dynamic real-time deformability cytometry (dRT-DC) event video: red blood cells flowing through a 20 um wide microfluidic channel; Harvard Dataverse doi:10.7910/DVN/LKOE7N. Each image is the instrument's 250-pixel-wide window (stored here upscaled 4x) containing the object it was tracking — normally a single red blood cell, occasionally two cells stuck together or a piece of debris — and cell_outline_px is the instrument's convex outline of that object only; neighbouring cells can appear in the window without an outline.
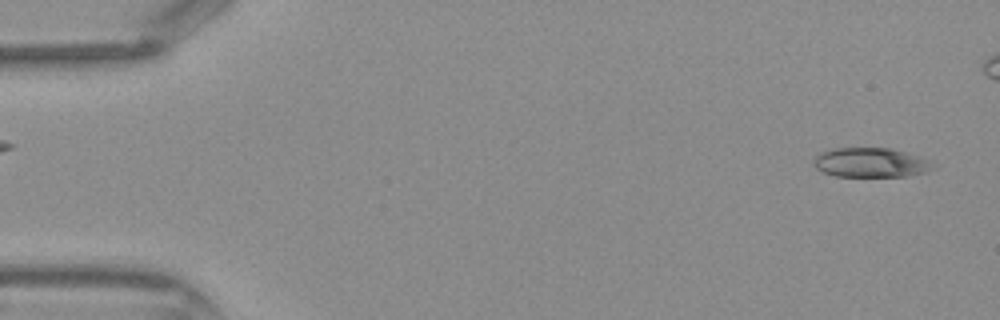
{"species": "Egyptian fruit bat (a non-hibernating species)", "species_latin": "Rousettus aegyptiacus", "temperature_condition": "warm", "stored_images_in_passage": 39, "camera_frame_rate_fps": 3000, "um_per_image_px": 0.085, "frame": {"image": 1, "passage_image": 2, "time_ms": 0.333, "image_size_px": [1000, 320], "cell_outline_px": [[936, 168], [924, 172], [908, 176], [836, 176], [824, 172], [816, 168], [812, 164], [812, 160], [820, 152], [832, 148], [888, 148], [904, 152], [928, 160], [936, 164]], "centroid_in_image_um": [73.98, 13.82], "position_along_channel_um": 11.0, "area_um2": 20.46}}
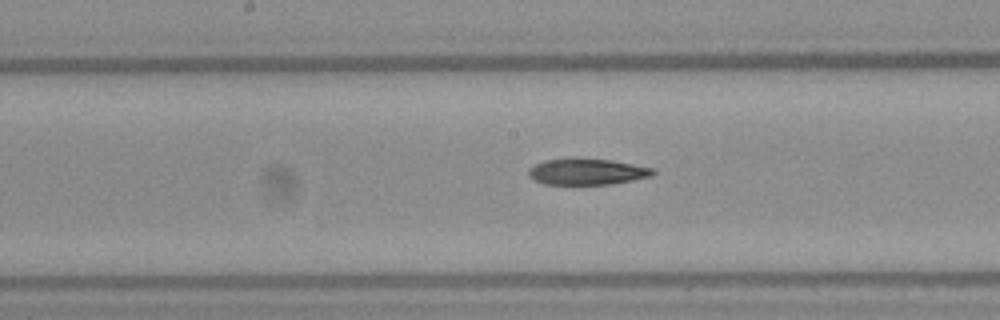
{"frame": {"image": 2, "passage_image": 22, "time_ms": 7.0, "image_size_px": [1000, 320], "cell_outline_px": [[656, 172], [652, 176], [632, 180], [608, 184], [544, 184], [532, 180], [528, 176], [528, 168], [544, 160], [572, 156], [576, 156], [612, 160], [652, 168]], "centroid_in_image_um": [49.82, 14.56], "position_along_channel_um": 198.4, "area_um2": 19.48}}
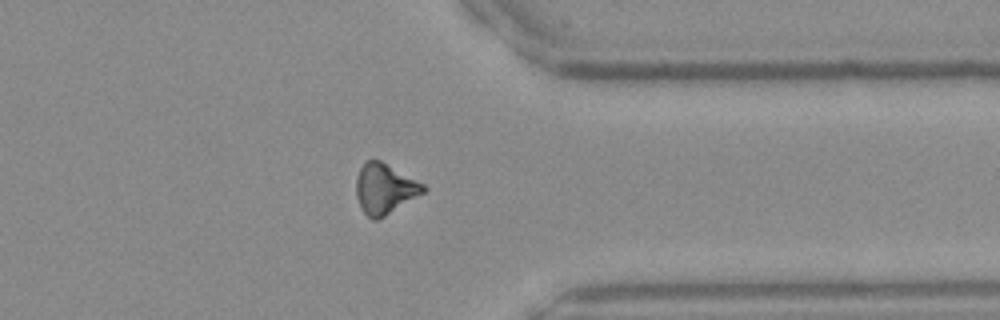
{"frame": {"image": 3, "passage_image": 34, "time_ms": 11.0, "image_size_px": [1000, 320], "cell_outline_px": [[428, 188], [424, 192], [384, 216], [376, 220], [372, 220], [360, 208], [356, 196], [356, 176], [360, 168], [368, 160], [380, 160], [424, 184]], "centroid_in_image_um": [32.67, 16.04], "position_along_channel_um": 378.7, "area_um2": 19.42}}